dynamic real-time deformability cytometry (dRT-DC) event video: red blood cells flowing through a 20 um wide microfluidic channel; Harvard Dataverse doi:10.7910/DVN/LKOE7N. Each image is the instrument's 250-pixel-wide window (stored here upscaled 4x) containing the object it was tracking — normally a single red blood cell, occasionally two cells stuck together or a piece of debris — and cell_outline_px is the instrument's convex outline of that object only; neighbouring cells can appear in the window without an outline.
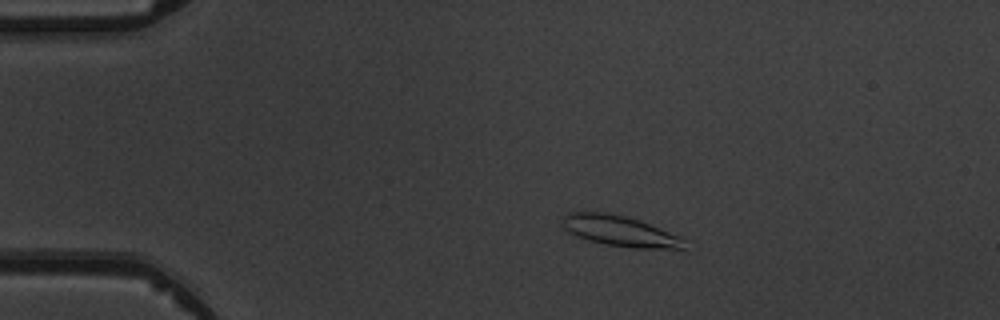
{"species": "common noctule bat (a hibernating species)", "species_latin": "Nyctalus noctula", "temperature_condition": "warm", "stored_images_in_passage": 4, "camera_frame_rate_fps": 3000, "um_per_image_px": 0.085, "animal": {"sex": "male", "body_mass_g": 19.5, "forearm_length_mm": 54.6}, "frame": {"image": 1, "passage_image": 3, "time_ms": 2.0, "image_size_px": [1000, 320], "cell_outline_px": [[688, 240], [684, 248], [632, 248], [608, 244], [588, 240], [576, 236], [568, 232], [564, 228], [560, 220], [568, 212], [584, 208], [624, 216], [640, 220], [680, 236]], "centroid_in_image_um": [52.62, 19.59], "position_along_channel_um": 32.4, "area_um2": 22.25}}